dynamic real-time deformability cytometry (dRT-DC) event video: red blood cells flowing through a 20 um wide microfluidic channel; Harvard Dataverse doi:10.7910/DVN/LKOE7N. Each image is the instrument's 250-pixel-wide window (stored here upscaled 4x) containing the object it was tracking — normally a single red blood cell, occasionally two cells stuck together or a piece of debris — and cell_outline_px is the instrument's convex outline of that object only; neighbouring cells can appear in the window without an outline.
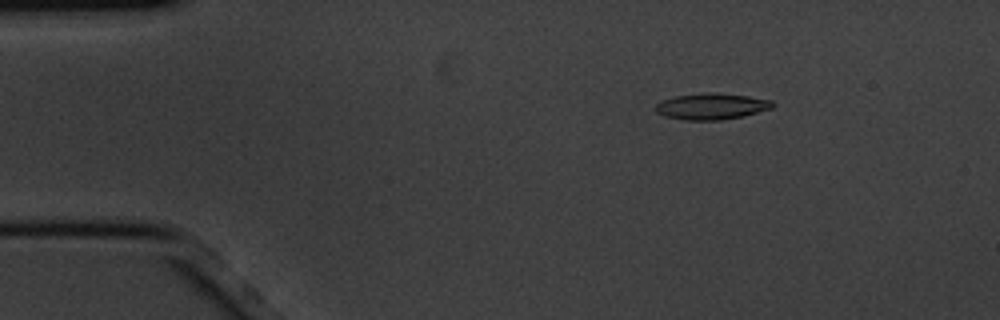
{"species": "common noctule bat (a hibernating species)", "species_latin": "Nyctalus noctula", "temperature_condition": "cold", "stored_images_in_passage": 6, "camera_frame_rate_fps": 3000, "um_per_image_px": 0.085, "animal": {"sex": "male", "body_mass_g": 20.1, "forearm_length_mm": 53.5}, "frame": {"image": 1, "passage_image": 3, "time_ms": 0.667, "image_size_px": [1000, 320], "cell_outline_px": [[776, 104], [772, 108], [740, 116], [720, 120], [684, 120], [664, 116], [656, 112], [656, 104], [660, 100], [672, 96], [704, 92], [716, 92], [748, 96], [772, 100]], "centroid_in_image_um": [60.44, 9.02], "position_along_channel_um": 24.6, "area_um2": 18.03}}
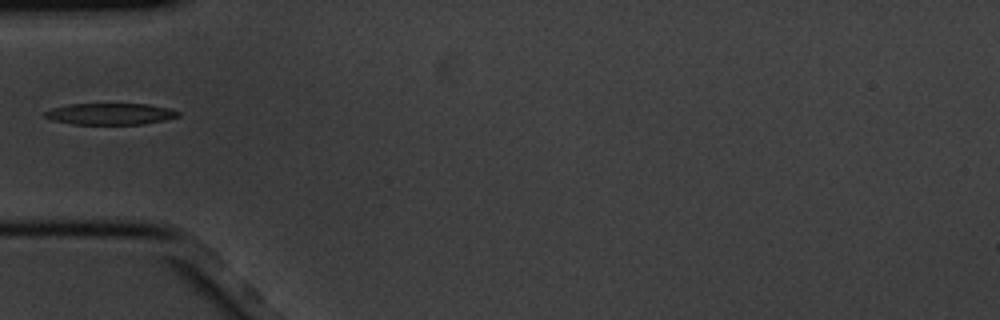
{"frame": {"image": 2, "passage_image": 6, "time_ms": 1.667, "image_size_px": [1000, 320], "cell_outline_px": [[180, 116], [164, 120], [144, 124], [72, 124], [52, 120], [44, 116], [44, 112], [52, 108], [68, 104], [148, 104], [168, 108], [180, 112]], "centroid_in_image_um": [9.37, 9.68], "position_along_channel_um": 75.6, "area_um2": 16.65}}